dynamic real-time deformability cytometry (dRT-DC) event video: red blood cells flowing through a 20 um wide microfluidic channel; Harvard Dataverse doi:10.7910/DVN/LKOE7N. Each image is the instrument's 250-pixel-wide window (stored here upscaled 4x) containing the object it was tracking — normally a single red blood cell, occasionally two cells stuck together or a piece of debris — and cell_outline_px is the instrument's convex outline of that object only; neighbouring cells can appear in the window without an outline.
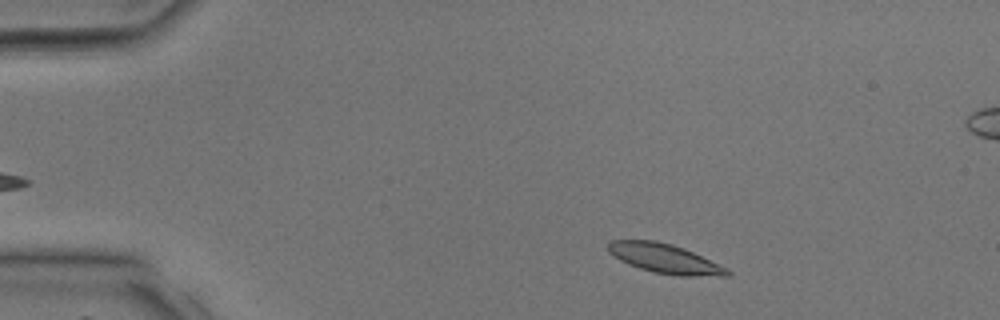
{"species": "common noctule bat (a hibernating species)", "species_latin": "Nyctalus noctula", "temperature_condition": "room temperature", "stored_images_in_passage": 37, "segment_of_instrument_passage": [1, 2], "camera_frame_rate_fps": 3000, "um_per_image_px": 0.085, "animal": {"sex": "male", "body_mass_g": 17.9, "forearm_length_mm": 54.2}, "frame": {"image": 1, "passage_image": 3, "time_ms": 0.667, "image_size_px": [1000, 320], "cell_outline_px": [[732, 276], [676, 276], [652, 272], [628, 264], [620, 260], [608, 252], [608, 244], [612, 240], [656, 240], [672, 244], [692, 252], [728, 268], [732, 272]], "centroid_in_image_um": [56.53, 21.99], "position_along_channel_um": 28.5, "area_um2": 20.46}}
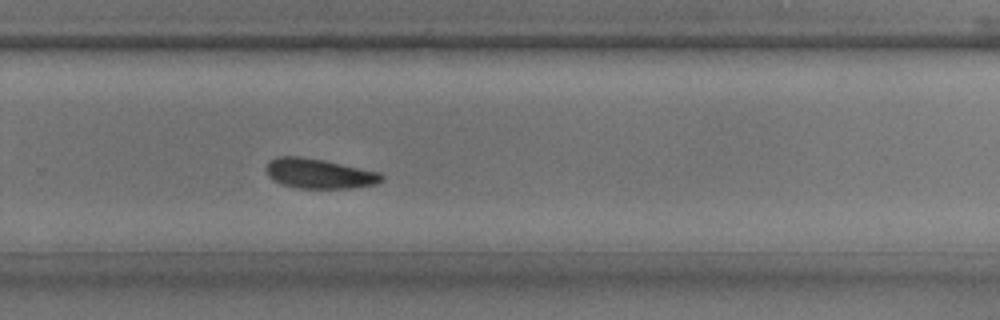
{"frame": {"image": 2, "passage_image": 23, "time_ms": 7.333, "image_size_px": [1000, 320], "cell_outline_px": [[384, 180], [376, 184], [352, 188], [300, 188], [280, 184], [268, 176], [264, 168], [268, 160], [276, 156], [300, 156], [324, 160], [380, 172], [384, 176]], "centroid_in_image_um": [27.1, 14.74], "position_along_channel_um": 302.7, "area_um2": 20.35}}
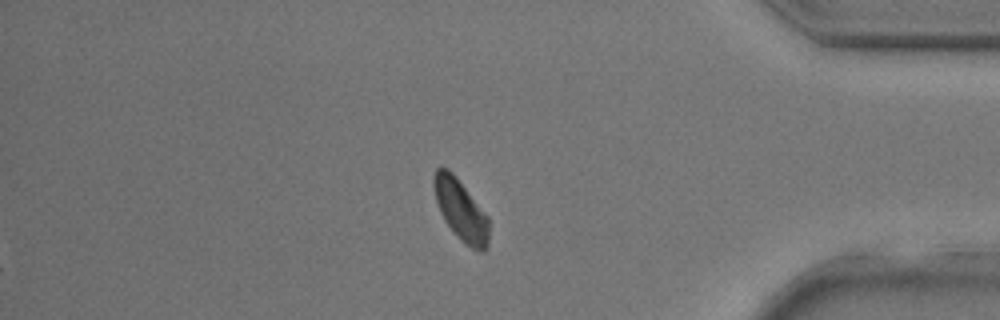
{"frame": {"image": 3, "passage_image": 30, "time_ms": 9.667, "image_size_px": [1000, 320], "cell_outline_px": [[488, 248], [484, 252], [480, 252], [464, 244], [452, 232], [444, 220], [440, 212], [436, 200], [432, 184], [432, 176], [436, 168], [440, 164], [448, 168], [456, 176], [488, 216]], "centroid_in_image_um": [39.14, 17.83], "position_along_channel_um": 396.1, "area_um2": 20.0}}